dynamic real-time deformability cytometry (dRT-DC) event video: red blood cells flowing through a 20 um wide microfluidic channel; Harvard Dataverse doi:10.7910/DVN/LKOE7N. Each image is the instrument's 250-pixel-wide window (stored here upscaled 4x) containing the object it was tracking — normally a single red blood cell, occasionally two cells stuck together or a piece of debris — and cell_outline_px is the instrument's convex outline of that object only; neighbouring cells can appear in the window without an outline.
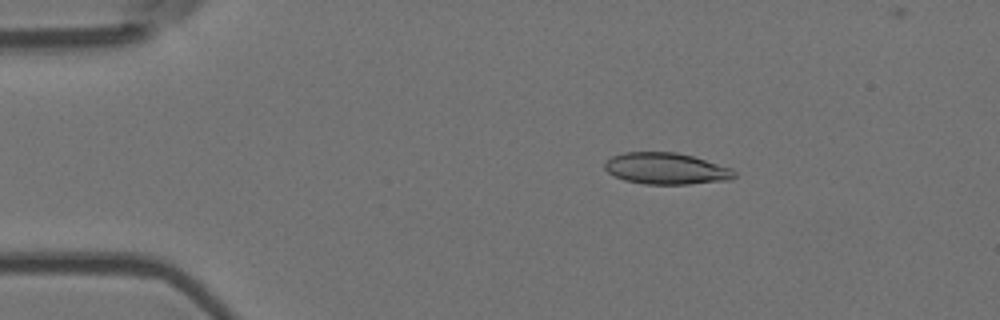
{"species": "Egyptian fruit bat (a non-hibernating species)", "species_latin": "Rousettus aegyptiacus", "temperature_condition": "room temperature", "stored_images_in_passage": 5, "camera_frame_rate_fps": 3000, "um_per_image_px": 0.085, "animal": {"sex": "female"}, "frame": {"image": 1, "passage_image": 2, "time_ms": 0.333, "image_size_px": [1000, 320], "cell_outline_px": [[736, 176], [732, 180], [688, 184], [644, 184], [624, 180], [608, 172], [604, 168], [604, 164], [612, 156], [624, 152], [676, 152], [692, 156], [732, 168], [736, 172]], "centroid_in_image_um": [56.65, 14.33], "position_along_channel_um": 28.4, "area_um2": 23.81}}
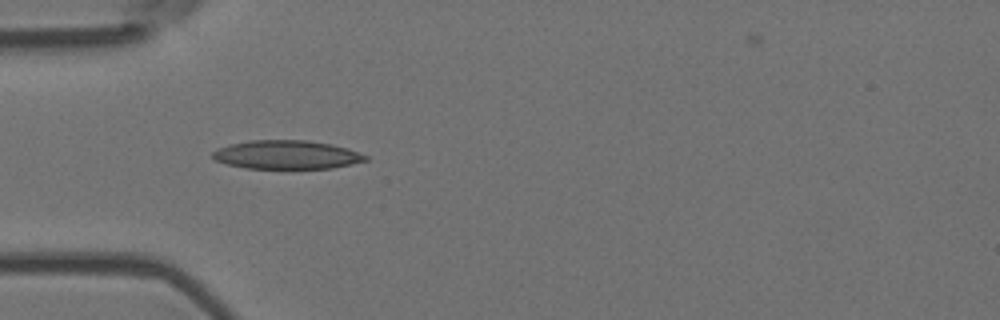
{"frame": {"image": 2, "passage_image": 4, "time_ms": 1.0, "image_size_px": [1000, 320], "cell_outline_px": [[368, 160], [352, 164], [332, 168], [244, 168], [228, 164], [216, 160], [212, 156], [212, 152], [228, 144], [248, 140], [308, 140], [332, 144], [348, 148], [368, 156]], "centroid_in_image_um": [24.39, 13.14], "position_along_channel_um": 60.6, "area_um2": 25.55}}
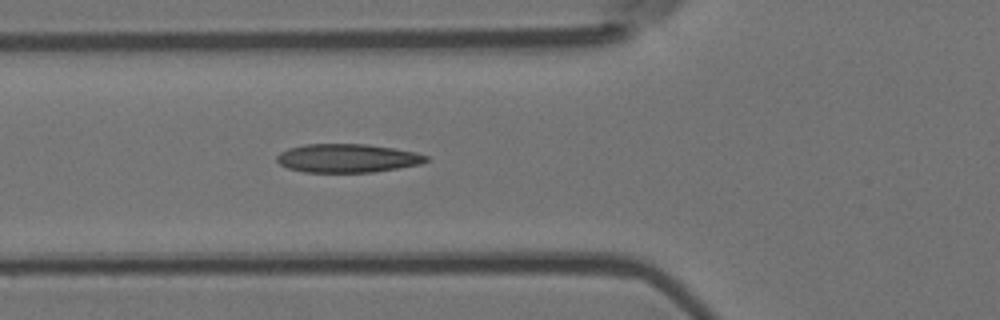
{"frame": {"image": 3, "passage_image": 5, "time_ms": 1.333, "image_size_px": [1000, 320], "cell_outline_px": [[428, 160], [420, 164], [372, 172], [304, 172], [288, 168], [280, 164], [276, 160], [276, 156], [280, 152], [288, 148], [304, 144], [368, 144], [416, 152], [428, 156]], "centroid_in_image_um": [29.49, 13.44], "position_along_channel_um": 96.3, "area_um2": 24.8}}